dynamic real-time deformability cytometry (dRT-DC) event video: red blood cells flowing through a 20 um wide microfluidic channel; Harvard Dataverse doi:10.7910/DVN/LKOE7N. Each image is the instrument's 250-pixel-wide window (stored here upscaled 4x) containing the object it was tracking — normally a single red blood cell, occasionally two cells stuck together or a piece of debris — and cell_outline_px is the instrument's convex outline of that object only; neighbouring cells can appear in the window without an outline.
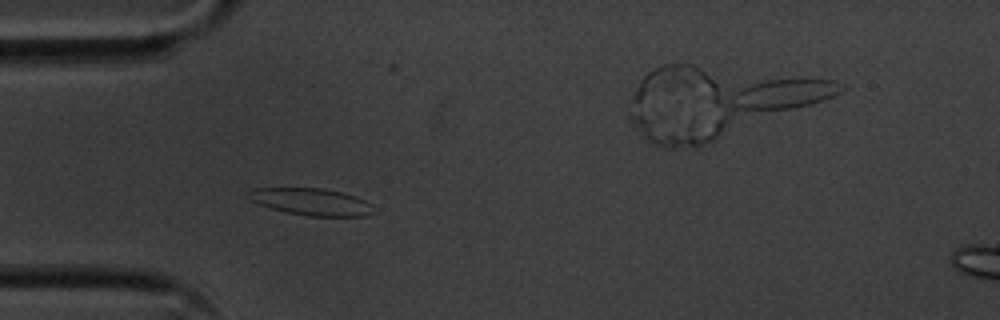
{"species": "common noctule bat (a hibernating species)", "species_latin": "Nyctalus noctula", "temperature_condition": "cold", "stored_images_in_passage": 3, "segment_of_instrument_passage": [1, 2], "camera_frame_rate_fps": 3000, "um_per_image_px": 0.085, "animal": {"sex": "male", "body_mass_g": 20.1, "forearm_length_mm": 53.5}, "frame": {"image": 1, "passage_image": 2, "time_ms": 0.333, "image_size_px": [1000, 320], "cell_outline_px": [[376, 212], [364, 216], [308, 216], [288, 212], [272, 208], [260, 204], [252, 200], [248, 196], [248, 192], [252, 188], [320, 188], [340, 192], [364, 200]], "centroid_in_image_um": [26.45, 17.15], "position_along_channel_um": 58.6, "area_um2": 19.25}}